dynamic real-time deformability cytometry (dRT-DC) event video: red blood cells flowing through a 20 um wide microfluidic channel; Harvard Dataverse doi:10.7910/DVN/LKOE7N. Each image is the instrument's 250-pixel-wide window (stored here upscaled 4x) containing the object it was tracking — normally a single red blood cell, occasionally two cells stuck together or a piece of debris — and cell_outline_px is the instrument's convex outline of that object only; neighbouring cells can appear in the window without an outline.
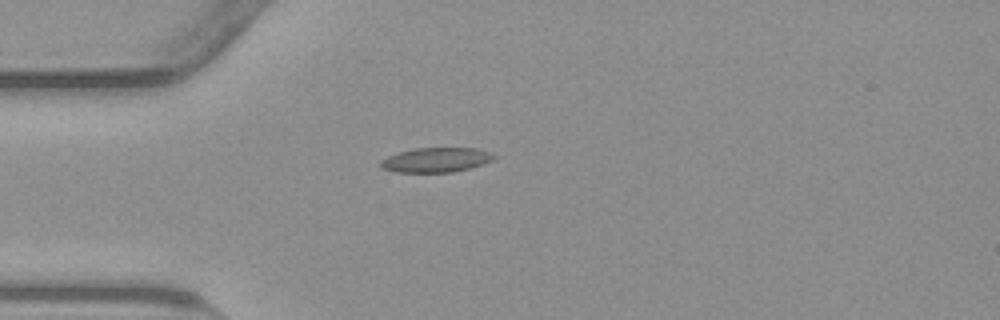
{"species": "common noctule bat (a hibernating species)", "species_latin": "Nyctalus noctula", "temperature_condition": "warm", "stored_images_in_passage": 41, "camera_frame_rate_fps": 3000, "um_per_image_px": 0.085, "animal": {"sex": "male", "body_mass_g": 23.1, "forearm_length_mm": 52.7}, "frame": {"image": 1, "passage_image": 1, "time_ms": 0.0, "image_size_px": [1000, 320], "cell_outline_px": [[496, 156], [492, 160], [468, 168], [452, 172], [396, 172], [380, 168], [380, 160], [388, 156], [400, 152], [416, 148], [476, 148], [488, 152]], "centroid_in_image_um": [37.01, 13.59], "position_along_channel_um": 48.0, "area_um2": 16.01}}
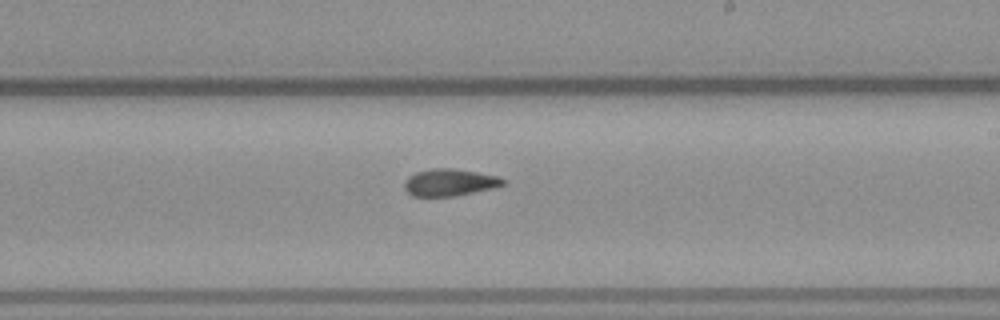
{"frame": {"image": 2, "passage_image": 18, "time_ms": 5.667, "image_size_px": [1000, 320], "cell_outline_px": [[508, 180], [504, 184], [492, 188], [456, 196], [412, 196], [404, 188], [404, 184], [408, 176], [416, 172], [432, 168], [452, 168], [476, 172], [496, 176]], "centroid_in_image_um": [38.21, 15.5], "position_along_channel_um": 250.8, "area_um2": 15.49}}
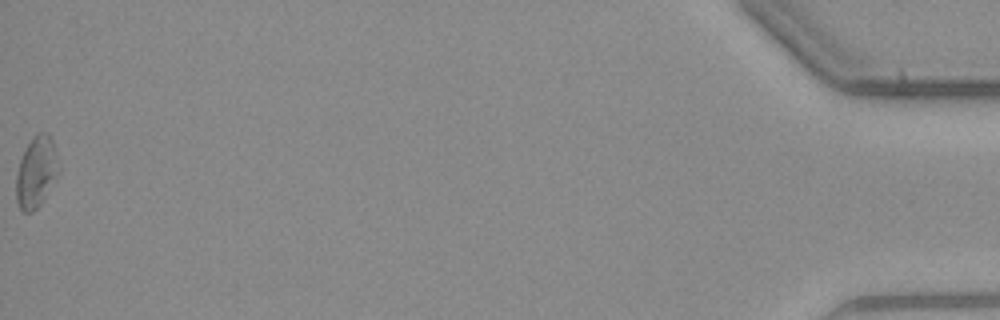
{"frame": {"image": 3, "passage_image": 41, "time_ms": 13.333, "image_size_px": [1000, 320], "cell_outline_px": [[52, 176], [44, 196], [40, 204], [32, 212], [24, 212], [20, 208], [16, 200], [16, 176], [20, 160], [28, 144], [40, 132], [48, 132], [52, 140]], "centroid_in_image_um": [2.93, 14.67], "position_along_channel_um": 432.3, "area_um2": 15.61}, "authors_computed_cell_mechanics": {"area_um2": 15.8372, "velocity_mm_per_s": 3.7927, "shape_relaxation_time_tau1_ms": null, "shape_relaxation_time_tau2_ms": 3.8033, "deformation_change_tau1": null, "deformation_change_tau2": 0.1}}